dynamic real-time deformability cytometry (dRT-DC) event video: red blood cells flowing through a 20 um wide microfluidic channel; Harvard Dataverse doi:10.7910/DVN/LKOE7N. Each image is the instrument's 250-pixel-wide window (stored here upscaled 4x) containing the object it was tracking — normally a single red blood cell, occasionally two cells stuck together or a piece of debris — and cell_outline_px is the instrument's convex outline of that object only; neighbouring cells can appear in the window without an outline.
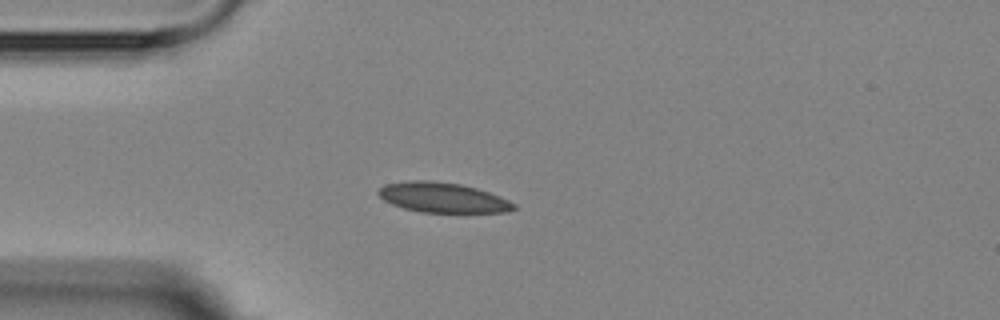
{"species": "Egyptian fruit bat (a non-hibernating species)", "species_latin": "Rousettus aegyptiacus", "temperature_condition": "room temperature", "stored_images_in_passage": 2, "camera_frame_rate_fps": 3000, "um_per_image_px": 0.085, "animal": {"sex": "female"}, "frame": {"image": 1, "passage_image": 2, "time_ms": 2.0, "image_size_px": [1000, 320], "cell_outline_px": [[520, 208], [508, 212], [420, 212], [404, 208], [392, 204], [384, 200], [376, 192], [384, 184], [408, 180], [428, 180], [460, 184], [476, 188], [500, 196], [516, 204]], "centroid_in_image_um": [37.65, 16.79], "position_along_channel_um": 47.4, "area_um2": 23.76}}